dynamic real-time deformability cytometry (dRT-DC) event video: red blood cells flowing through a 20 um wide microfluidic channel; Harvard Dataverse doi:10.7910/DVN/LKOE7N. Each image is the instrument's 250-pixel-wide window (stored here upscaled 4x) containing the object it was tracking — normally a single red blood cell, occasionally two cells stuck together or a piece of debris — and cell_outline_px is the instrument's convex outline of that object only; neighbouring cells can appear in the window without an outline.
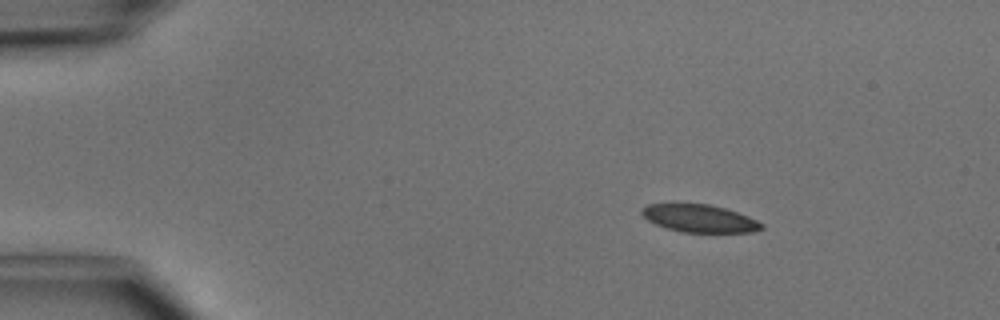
{"species": "common noctule bat (a hibernating species)", "species_latin": "Nyctalus noctula", "temperature_condition": "cold", "stored_images_in_passage": 3, "camera_frame_rate_fps": 3000, "um_per_image_px": 0.085, "animal": {"sex": "male", "body_mass_g": 15.6}, "frame": {"image": 1, "passage_image": 1, "time_ms": 0.0, "image_size_px": [1000, 320], "cell_outline_px": [[764, 228], [752, 232], [684, 232], [668, 228], [656, 224], [648, 220], [640, 212], [640, 208], [648, 204], [708, 204], [724, 208], [748, 216], [764, 224]], "centroid_in_image_um": [59.46, 18.56], "position_along_channel_um": 25.5, "area_um2": 19.07}}